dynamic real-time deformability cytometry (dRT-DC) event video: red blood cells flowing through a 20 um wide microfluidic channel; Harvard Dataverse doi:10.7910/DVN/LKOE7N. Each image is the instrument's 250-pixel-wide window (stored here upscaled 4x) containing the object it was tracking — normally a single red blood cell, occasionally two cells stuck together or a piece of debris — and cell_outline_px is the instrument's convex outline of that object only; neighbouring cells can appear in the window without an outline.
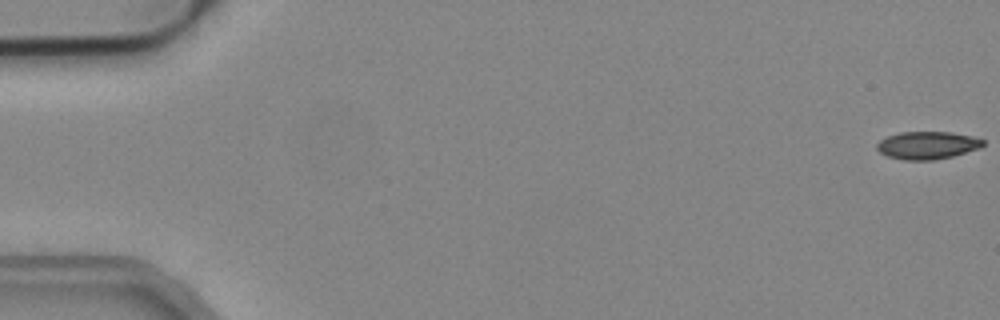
{"species": "common noctule bat (a hibernating species)", "species_latin": "Nyctalus noctula", "temperature_condition": "cold", "stored_images_in_passage": 15, "camera_frame_rate_fps": 3000, "um_per_image_px": 0.085, "animal": {"sex": "male", "body_mass_g": 19.2, "forearm_length_mm": 51.8}, "frame": {"image": 1, "passage_image": 1, "time_ms": 0.0, "image_size_px": [1000, 320], "cell_outline_px": [[984, 144], [980, 148], [952, 156], [936, 160], [904, 160], [888, 156], [880, 152], [876, 148], [876, 144], [880, 140], [888, 136], [900, 132], [948, 132], [972, 136], [984, 140]], "centroid_in_image_um": [78.82, 12.35], "position_along_channel_um": 6.2, "area_um2": 17.05}}